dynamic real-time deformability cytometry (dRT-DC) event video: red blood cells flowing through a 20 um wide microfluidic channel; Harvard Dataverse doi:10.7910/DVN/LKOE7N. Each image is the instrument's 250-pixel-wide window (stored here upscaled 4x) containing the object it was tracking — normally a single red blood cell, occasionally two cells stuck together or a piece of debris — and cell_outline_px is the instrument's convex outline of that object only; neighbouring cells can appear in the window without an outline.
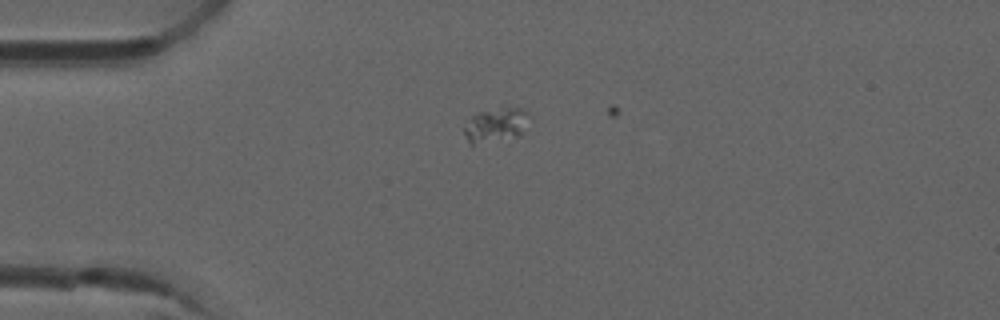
{"species": "common noctule bat (a hibernating species)", "species_latin": "Nyctalus noctula", "temperature_condition": "room temperature", "stored_images_in_passage": 7, "camera_frame_rate_fps": 3000, "um_per_image_px": 0.085, "animal": {"sex": "male", "forearm_length_mm": 52.5}, "frame": {"image": 1, "passage_image": 6, "time_ms": 1.667, "image_size_px": [1000, 320], "cell_outline_px": [[524, 112], [520, 136], [472, 144], [468, 144], [464, 132], [464, 128], [472, 116], [480, 112], [508, 108], [520, 108]], "centroid_in_image_um": [42.01, 10.67], "position_along_channel_um": 43.0, "area_um2": 11.85}}